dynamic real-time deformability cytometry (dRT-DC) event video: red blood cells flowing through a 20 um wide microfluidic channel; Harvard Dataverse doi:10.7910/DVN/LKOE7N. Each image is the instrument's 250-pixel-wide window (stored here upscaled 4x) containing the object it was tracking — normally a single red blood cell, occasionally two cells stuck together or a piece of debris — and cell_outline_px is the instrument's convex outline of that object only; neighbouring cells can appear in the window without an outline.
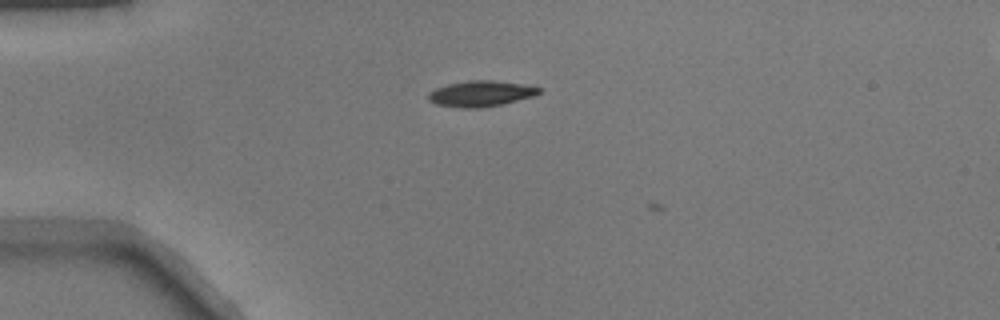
{"species": "common noctule bat (a hibernating species)", "species_latin": "Nyctalus noctula", "temperature_condition": "warm", "stored_images_in_passage": 2, "camera_frame_rate_fps": 3000, "um_per_image_px": 0.085, "animal": {"sex": "male", "body_mass_g": 17.9}, "frame": {"image": 1, "passage_image": 1, "time_ms": 0.0, "image_size_px": [1000, 320], "cell_outline_px": [[544, 88], [536, 96], [504, 104], [480, 108], [460, 108], [436, 104], [428, 100], [428, 92], [436, 88], [448, 84], [468, 80], [492, 80], [524, 84]], "centroid_in_image_um": [40.91, 7.96], "position_along_channel_um": 44.1, "area_um2": 16.94}}